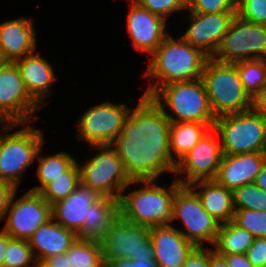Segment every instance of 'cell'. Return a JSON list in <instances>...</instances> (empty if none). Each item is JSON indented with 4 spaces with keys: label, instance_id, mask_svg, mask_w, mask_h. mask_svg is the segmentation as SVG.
Returning <instances> with one entry per match:
<instances>
[{
    "label": "cell",
    "instance_id": "1",
    "mask_svg": "<svg viewBox=\"0 0 266 267\" xmlns=\"http://www.w3.org/2000/svg\"><path fill=\"white\" fill-rule=\"evenodd\" d=\"M170 119L149 97L141 95L120 135L111 144L131 180H155L173 173L176 163L169 149Z\"/></svg>",
    "mask_w": 266,
    "mask_h": 267
},
{
    "label": "cell",
    "instance_id": "2",
    "mask_svg": "<svg viewBox=\"0 0 266 267\" xmlns=\"http://www.w3.org/2000/svg\"><path fill=\"white\" fill-rule=\"evenodd\" d=\"M208 58L181 36L174 38L169 34L148 57V68L142 74L150 82L142 95L150 97L160 86L169 83L202 78Z\"/></svg>",
    "mask_w": 266,
    "mask_h": 267
},
{
    "label": "cell",
    "instance_id": "3",
    "mask_svg": "<svg viewBox=\"0 0 266 267\" xmlns=\"http://www.w3.org/2000/svg\"><path fill=\"white\" fill-rule=\"evenodd\" d=\"M172 181L170 186L164 187L158 185L156 180H131L118 199L119 216L128 222L149 228L173 225L174 197L182 185L176 179ZM138 184L140 187L125 194L126 189L130 190V186H139Z\"/></svg>",
    "mask_w": 266,
    "mask_h": 267
},
{
    "label": "cell",
    "instance_id": "4",
    "mask_svg": "<svg viewBox=\"0 0 266 267\" xmlns=\"http://www.w3.org/2000/svg\"><path fill=\"white\" fill-rule=\"evenodd\" d=\"M30 124L0 123V180L17 189L23 180V172L35 162L46 141L43 131ZM19 126L24 128L11 132Z\"/></svg>",
    "mask_w": 266,
    "mask_h": 267
},
{
    "label": "cell",
    "instance_id": "5",
    "mask_svg": "<svg viewBox=\"0 0 266 267\" xmlns=\"http://www.w3.org/2000/svg\"><path fill=\"white\" fill-rule=\"evenodd\" d=\"M150 98L171 122L215 123L202 78L162 85Z\"/></svg>",
    "mask_w": 266,
    "mask_h": 267
},
{
    "label": "cell",
    "instance_id": "6",
    "mask_svg": "<svg viewBox=\"0 0 266 267\" xmlns=\"http://www.w3.org/2000/svg\"><path fill=\"white\" fill-rule=\"evenodd\" d=\"M202 80L215 118L251 110V97L241 83L237 62L224 63L208 58Z\"/></svg>",
    "mask_w": 266,
    "mask_h": 267
},
{
    "label": "cell",
    "instance_id": "7",
    "mask_svg": "<svg viewBox=\"0 0 266 267\" xmlns=\"http://www.w3.org/2000/svg\"><path fill=\"white\" fill-rule=\"evenodd\" d=\"M224 155L266 152V118L252 110L216 118Z\"/></svg>",
    "mask_w": 266,
    "mask_h": 267
},
{
    "label": "cell",
    "instance_id": "8",
    "mask_svg": "<svg viewBox=\"0 0 266 267\" xmlns=\"http://www.w3.org/2000/svg\"><path fill=\"white\" fill-rule=\"evenodd\" d=\"M90 147L98 154L84 163L78 162L81 184L96 191L100 196L118 200L131 179L126 174L116 149L111 144Z\"/></svg>",
    "mask_w": 266,
    "mask_h": 267
},
{
    "label": "cell",
    "instance_id": "9",
    "mask_svg": "<svg viewBox=\"0 0 266 267\" xmlns=\"http://www.w3.org/2000/svg\"><path fill=\"white\" fill-rule=\"evenodd\" d=\"M176 220H181L184 226L177 229L196 247L214 246L221 223L203 208L200 198L189 186H182L174 197L172 223Z\"/></svg>",
    "mask_w": 266,
    "mask_h": 267
},
{
    "label": "cell",
    "instance_id": "10",
    "mask_svg": "<svg viewBox=\"0 0 266 267\" xmlns=\"http://www.w3.org/2000/svg\"><path fill=\"white\" fill-rule=\"evenodd\" d=\"M128 105L106 100L90 106L74 125L79 141L88 145L112 144L120 135L130 112Z\"/></svg>",
    "mask_w": 266,
    "mask_h": 267
},
{
    "label": "cell",
    "instance_id": "11",
    "mask_svg": "<svg viewBox=\"0 0 266 267\" xmlns=\"http://www.w3.org/2000/svg\"><path fill=\"white\" fill-rule=\"evenodd\" d=\"M213 58L224 63L266 59V25L235 15Z\"/></svg>",
    "mask_w": 266,
    "mask_h": 267
},
{
    "label": "cell",
    "instance_id": "12",
    "mask_svg": "<svg viewBox=\"0 0 266 267\" xmlns=\"http://www.w3.org/2000/svg\"><path fill=\"white\" fill-rule=\"evenodd\" d=\"M100 241L104 260H154L149 227L128 222L120 216L113 221Z\"/></svg>",
    "mask_w": 266,
    "mask_h": 267
},
{
    "label": "cell",
    "instance_id": "13",
    "mask_svg": "<svg viewBox=\"0 0 266 267\" xmlns=\"http://www.w3.org/2000/svg\"><path fill=\"white\" fill-rule=\"evenodd\" d=\"M42 107L30 96L17 65L6 62L0 68V123H31Z\"/></svg>",
    "mask_w": 266,
    "mask_h": 267
},
{
    "label": "cell",
    "instance_id": "14",
    "mask_svg": "<svg viewBox=\"0 0 266 267\" xmlns=\"http://www.w3.org/2000/svg\"><path fill=\"white\" fill-rule=\"evenodd\" d=\"M223 156L219 135L212 127L176 163L173 175L182 186H189L200 180H214Z\"/></svg>",
    "mask_w": 266,
    "mask_h": 267
},
{
    "label": "cell",
    "instance_id": "15",
    "mask_svg": "<svg viewBox=\"0 0 266 267\" xmlns=\"http://www.w3.org/2000/svg\"><path fill=\"white\" fill-rule=\"evenodd\" d=\"M14 192L2 218L3 229L11 238L28 240L32 234L51 218V205L39 192L26 191L16 199Z\"/></svg>",
    "mask_w": 266,
    "mask_h": 267
},
{
    "label": "cell",
    "instance_id": "16",
    "mask_svg": "<svg viewBox=\"0 0 266 267\" xmlns=\"http://www.w3.org/2000/svg\"><path fill=\"white\" fill-rule=\"evenodd\" d=\"M236 13L201 14L187 11V30L181 37L209 58L216 54Z\"/></svg>",
    "mask_w": 266,
    "mask_h": 267
},
{
    "label": "cell",
    "instance_id": "17",
    "mask_svg": "<svg viewBox=\"0 0 266 267\" xmlns=\"http://www.w3.org/2000/svg\"><path fill=\"white\" fill-rule=\"evenodd\" d=\"M127 32L135 50L147 53L149 57L169 35L165 30L167 21L142 8L134 0H127Z\"/></svg>",
    "mask_w": 266,
    "mask_h": 267
},
{
    "label": "cell",
    "instance_id": "18",
    "mask_svg": "<svg viewBox=\"0 0 266 267\" xmlns=\"http://www.w3.org/2000/svg\"><path fill=\"white\" fill-rule=\"evenodd\" d=\"M149 237L154 247V262L158 267H182L197 248L172 225L150 227Z\"/></svg>",
    "mask_w": 266,
    "mask_h": 267
},
{
    "label": "cell",
    "instance_id": "19",
    "mask_svg": "<svg viewBox=\"0 0 266 267\" xmlns=\"http://www.w3.org/2000/svg\"><path fill=\"white\" fill-rule=\"evenodd\" d=\"M33 18L20 17L0 24V50L6 62H15L36 51Z\"/></svg>",
    "mask_w": 266,
    "mask_h": 267
},
{
    "label": "cell",
    "instance_id": "20",
    "mask_svg": "<svg viewBox=\"0 0 266 267\" xmlns=\"http://www.w3.org/2000/svg\"><path fill=\"white\" fill-rule=\"evenodd\" d=\"M265 161L266 152L224 155L214 180L233 191L245 184L253 183Z\"/></svg>",
    "mask_w": 266,
    "mask_h": 267
},
{
    "label": "cell",
    "instance_id": "21",
    "mask_svg": "<svg viewBox=\"0 0 266 267\" xmlns=\"http://www.w3.org/2000/svg\"><path fill=\"white\" fill-rule=\"evenodd\" d=\"M14 63L20 71L30 96L43 108L45 100L51 96L53 82L57 79L50 61L42 57L39 51L18 59Z\"/></svg>",
    "mask_w": 266,
    "mask_h": 267
},
{
    "label": "cell",
    "instance_id": "22",
    "mask_svg": "<svg viewBox=\"0 0 266 267\" xmlns=\"http://www.w3.org/2000/svg\"><path fill=\"white\" fill-rule=\"evenodd\" d=\"M101 196L82 184L65 199L51 205L52 219L78 234L88 219L89 207Z\"/></svg>",
    "mask_w": 266,
    "mask_h": 267
},
{
    "label": "cell",
    "instance_id": "23",
    "mask_svg": "<svg viewBox=\"0 0 266 267\" xmlns=\"http://www.w3.org/2000/svg\"><path fill=\"white\" fill-rule=\"evenodd\" d=\"M78 235L52 218L40 226L28 239L34 258L45 260L65 253L76 241Z\"/></svg>",
    "mask_w": 266,
    "mask_h": 267
},
{
    "label": "cell",
    "instance_id": "24",
    "mask_svg": "<svg viewBox=\"0 0 266 267\" xmlns=\"http://www.w3.org/2000/svg\"><path fill=\"white\" fill-rule=\"evenodd\" d=\"M189 187L200 198L203 208L221 224L233 220L234 205L232 190L218 184L215 180H200Z\"/></svg>",
    "mask_w": 266,
    "mask_h": 267
},
{
    "label": "cell",
    "instance_id": "25",
    "mask_svg": "<svg viewBox=\"0 0 266 267\" xmlns=\"http://www.w3.org/2000/svg\"><path fill=\"white\" fill-rule=\"evenodd\" d=\"M119 216L118 200L101 196L89 207L88 219H85L79 238L101 240L109 226Z\"/></svg>",
    "mask_w": 266,
    "mask_h": 267
},
{
    "label": "cell",
    "instance_id": "26",
    "mask_svg": "<svg viewBox=\"0 0 266 267\" xmlns=\"http://www.w3.org/2000/svg\"><path fill=\"white\" fill-rule=\"evenodd\" d=\"M214 126V123L171 122L169 149L172 160L177 163Z\"/></svg>",
    "mask_w": 266,
    "mask_h": 267
},
{
    "label": "cell",
    "instance_id": "27",
    "mask_svg": "<svg viewBox=\"0 0 266 267\" xmlns=\"http://www.w3.org/2000/svg\"><path fill=\"white\" fill-rule=\"evenodd\" d=\"M255 237L233 221L220 225L213 250L218 255L246 254Z\"/></svg>",
    "mask_w": 266,
    "mask_h": 267
},
{
    "label": "cell",
    "instance_id": "28",
    "mask_svg": "<svg viewBox=\"0 0 266 267\" xmlns=\"http://www.w3.org/2000/svg\"><path fill=\"white\" fill-rule=\"evenodd\" d=\"M43 146L37 155V169L36 176L39 181V185L29 189L33 192H40L47 184L53 179L62 176V173L67 171L76 161L70 153L60 151L52 155H44L41 153Z\"/></svg>",
    "mask_w": 266,
    "mask_h": 267
},
{
    "label": "cell",
    "instance_id": "29",
    "mask_svg": "<svg viewBox=\"0 0 266 267\" xmlns=\"http://www.w3.org/2000/svg\"><path fill=\"white\" fill-rule=\"evenodd\" d=\"M65 254L71 267H105L100 240L78 237Z\"/></svg>",
    "mask_w": 266,
    "mask_h": 267
},
{
    "label": "cell",
    "instance_id": "30",
    "mask_svg": "<svg viewBox=\"0 0 266 267\" xmlns=\"http://www.w3.org/2000/svg\"><path fill=\"white\" fill-rule=\"evenodd\" d=\"M81 184L80 169L76 161L67 171L53 179L39 193L50 204L65 199Z\"/></svg>",
    "mask_w": 266,
    "mask_h": 267
},
{
    "label": "cell",
    "instance_id": "31",
    "mask_svg": "<svg viewBox=\"0 0 266 267\" xmlns=\"http://www.w3.org/2000/svg\"><path fill=\"white\" fill-rule=\"evenodd\" d=\"M237 72L245 91L251 98L266 86V59L239 61Z\"/></svg>",
    "mask_w": 266,
    "mask_h": 267
},
{
    "label": "cell",
    "instance_id": "32",
    "mask_svg": "<svg viewBox=\"0 0 266 267\" xmlns=\"http://www.w3.org/2000/svg\"><path fill=\"white\" fill-rule=\"evenodd\" d=\"M232 193L234 209L266 211V191L254 182L236 188Z\"/></svg>",
    "mask_w": 266,
    "mask_h": 267
},
{
    "label": "cell",
    "instance_id": "33",
    "mask_svg": "<svg viewBox=\"0 0 266 267\" xmlns=\"http://www.w3.org/2000/svg\"><path fill=\"white\" fill-rule=\"evenodd\" d=\"M232 221L255 238H266V211L235 209Z\"/></svg>",
    "mask_w": 266,
    "mask_h": 267
},
{
    "label": "cell",
    "instance_id": "34",
    "mask_svg": "<svg viewBox=\"0 0 266 267\" xmlns=\"http://www.w3.org/2000/svg\"><path fill=\"white\" fill-rule=\"evenodd\" d=\"M34 259L28 240H8L3 267H29Z\"/></svg>",
    "mask_w": 266,
    "mask_h": 267
},
{
    "label": "cell",
    "instance_id": "35",
    "mask_svg": "<svg viewBox=\"0 0 266 267\" xmlns=\"http://www.w3.org/2000/svg\"><path fill=\"white\" fill-rule=\"evenodd\" d=\"M187 11L201 14L236 13L237 0H188Z\"/></svg>",
    "mask_w": 266,
    "mask_h": 267
},
{
    "label": "cell",
    "instance_id": "36",
    "mask_svg": "<svg viewBox=\"0 0 266 267\" xmlns=\"http://www.w3.org/2000/svg\"><path fill=\"white\" fill-rule=\"evenodd\" d=\"M142 8L147 9L153 14H156L166 21L168 16L176 11L188 9V0H134Z\"/></svg>",
    "mask_w": 266,
    "mask_h": 267
},
{
    "label": "cell",
    "instance_id": "37",
    "mask_svg": "<svg viewBox=\"0 0 266 267\" xmlns=\"http://www.w3.org/2000/svg\"><path fill=\"white\" fill-rule=\"evenodd\" d=\"M236 15L253 24L266 25V0H237Z\"/></svg>",
    "mask_w": 266,
    "mask_h": 267
},
{
    "label": "cell",
    "instance_id": "38",
    "mask_svg": "<svg viewBox=\"0 0 266 267\" xmlns=\"http://www.w3.org/2000/svg\"><path fill=\"white\" fill-rule=\"evenodd\" d=\"M246 256L254 267H266V238H255Z\"/></svg>",
    "mask_w": 266,
    "mask_h": 267
},
{
    "label": "cell",
    "instance_id": "39",
    "mask_svg": "<svg viewBox=\"0 0 266 267\" xmlns=\"http://www.w3.org/2000/svg\"><path fill=\"white\" fill-rule=\"evenodd\" d=\"M182 267H209V247H197Z\"/></svg>",
    "mask_w": 266,
    "mask_h": 267
},
{
    "label": "cell",
    "instance_id": "40",
    "mask_svg": "<svg viewBox=\"0 0 266 267\" xmlns=\"http://www.w3.org/2000/svg\"><path fill=\"white\" fill-rule=\"evenodd\" d=\"M105 267H158L153 259L104 260Z\"/></svg>",
    "mask_w": 266,
    "mask_h": 267
},
{
    "label": "cell",
    "instance_id": "41",
    "mask_svg": "<svg viewBox=\"0 0 266 267\" xmlns=\"http://www.w3.org/2000/svg\"><path fill=\"white\" fill-rule=\"evenodd\" d=\"M17 190L12 184L0 180V221L9 206L11 197L14 192Z\"/></svg>",
    "mask_w": 266,
    "mask_h": 267
},
{
    "label": "cell",
    "instance_id": "42",
    "mask_svg": "<svg viewBox=\"0 0 266 267\" xmlns=\"http://www.w3.org/2000/svg\"><path fill=\"white\" fill-rule=\"evenodd\" d=\"M251 110L266 118V86L251 98Z\"/></svg>",
    "mask_w": 266,
    "mask_h": 267
},
{
    "label": "cell",
    "instance_id": "43",
    "mask_svg": "<svg viewBox=\"0 0 266 267\" xmlns=\"http://www.w3.org/2000/svg\"><path fill=\"white\" fill-rule=\"evenodd\" d=\"M225 258L229 267H254L249 261L246 254L220 255Z\"/></svg>",
    "mask_w": 266,
    "mask_h": 267
},
{
    "label": "cell",
    "instance_id": "44",
    "mask_svg": "<svg viewBox=\"0 0 266 267\" xmlns=\"http://www.w3.org/2000/svg\"><path fill=\"white\" fill-rule=\"evenodd\" d=\"M49 267H71L66 254H59L45 259Z\"/></svg>",
    "mask_w": 266,
    "mask_h": 267
},
{
    "label": "cell",
    "instance_id": "45",
    "mask_svg": "<svg viewBox=\"0 0 266 267\" xmlns=\"http://www.w3.org/2000/svg\"><path fill=\"white\" fill-rule=\"evenodd\" d=\"M209 267H229L223 256L218 255L213 248H209Z\"/></svg>",
    "mask_w": 266,
    "mask_h": 267
},
{
    "label": "cell",
    "instance_id": "46",
    "mask_svg": "<svg viewBox=\"0 0 266 267\" xmlns=\"http://www.w3.org/2000/svg\"><path fill=\"white\" fill-rule=\"evenodd\" d=\"M11 237L1 229L0 231V267H3L7 242Z\"/></svg>",
    "mask_w": 266,
    "mask_h": 267
},
{
    "label": "cell",
    "instance_id": "47",
    "mask_svg": "<svg viewBox=\"0 0 266 267\" xmlns=\"http://www.w3.org/2000/svg\"><path fill=\"white\" fill-rule=\"evenodd\" d=\"M254 183L260 188L266 191V161L261 166L260 172L256 175Z\"/></svg>",
    "mask_w": 266,
    "mask_h": 267
},
{
    "label": "cell",
    "instance_id": "48",
    "mask_svg": "<svg viewBox=\"0 0 266 267\" xmlns=\"http://www.w3.org/2000/svg\"><path fill=\"white\" fill-rule=\"evenodd\" d=\"M29 267H49V266L45 260H40L35 258Z\"/></svg>",
    "mask_w": 266,
    "mask_h": 267
},
{
    "label": "cell",
    "instance_id": "49",
    "mask_svg": "<svg viewBox=\"0 0 266 267\" xmlns=\"http://www.w3.org/2000/svg\"><path fill=\"white\" fill-rule=\"evenodd\" d=\"M6 63L5 59L2 56L1 50H0V68Z\"/></svg>",
    "mask_w": 266,
    "mask_h": 267
}]
</instances>
